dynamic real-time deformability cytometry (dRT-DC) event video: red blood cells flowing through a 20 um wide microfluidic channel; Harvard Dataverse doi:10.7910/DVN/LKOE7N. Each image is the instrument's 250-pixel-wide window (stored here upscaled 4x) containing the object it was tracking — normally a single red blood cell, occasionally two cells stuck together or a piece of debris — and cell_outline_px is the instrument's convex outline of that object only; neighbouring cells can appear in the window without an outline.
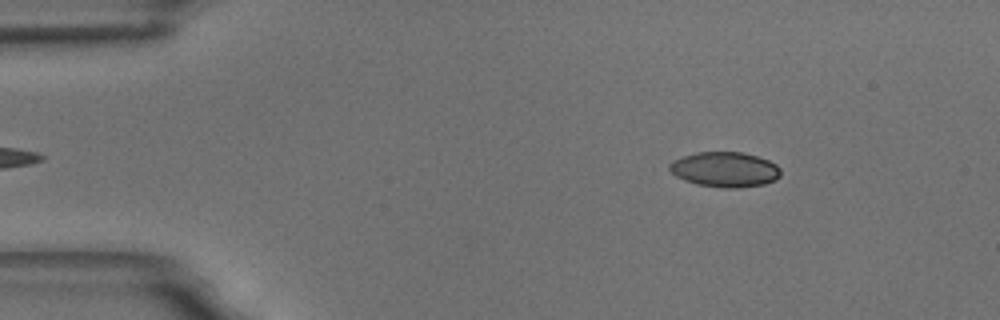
{"species": "common noctule bat (a hibernating species)", "species_latin": "Nyctalus noctula", "temperature_condition": "room temperature", "stored_images_in_passage": 53, "camera_frame_rate_fps": 3000, "um_per_image_px": 0.085, "animal": {"sex": "male", "body_mass_g": 18.8}, "frame": {"image": 1, "passage_image": 4, "time_ms": 1.0, "image_size_px": [1000, 320], "cell_outline_px": [[780, 176], [776, 180], [764, 184], [736, 188], [724, 188], [696, 184], [684, 180], [676, 176], [668, 168], [668, 164], [672, 160], [684, 156], [700, 152], [744, 152], [768, 160], [776, 164], [780, 168]], "centroid_in_image_um": [61.62, 14.41], "position_along_channel_um": 23.4, "area_um2": 22.77}}
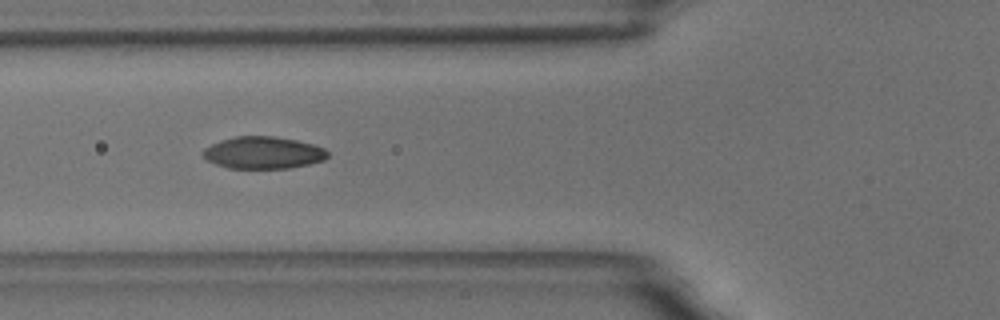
{"frame": {"image": 2, "passage_image": 17, "time_ms": 5.333, "image_size_px": [1000, 320], "cell_outline_px": [[328, 156], [324, 160], [308, 164], [288, 168], [228, 168], [216, 164], [208, 160], [200, 152], [204, 148], [212, 144], [236, 136], [272, 136], [296, 140], [312, 144], [324, 148], [328, 152]], "centroid_in_image_um": [22.37, 12.98], "position_along_channel_um": 103.4, "area_um2": 23.12}}
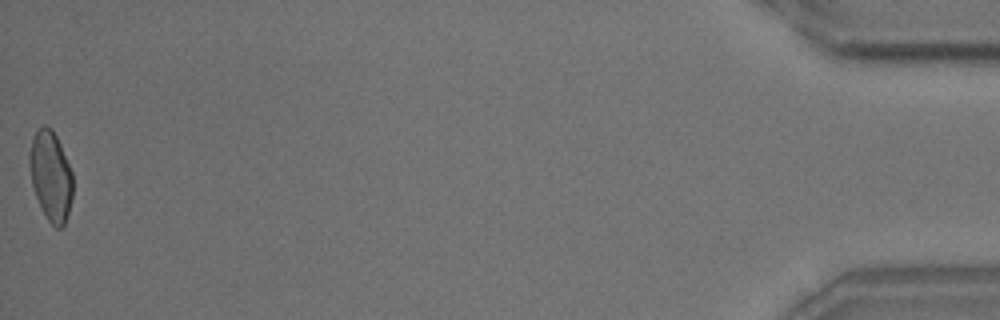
{"frame": {"image": 3, "passage_image": 53, "time_ms": 17.333, "image_size_px": [1000, 320], "cell_outline_px": [[72, 200], [64, 224], [60, 228], [56, 228], [48, 220], [36, 196], [32, 184], [28, 160], [28, 152], [32, 136], [44, 124], [52, 128], [60, 144], [72, 172]], "centroid_in_image_um": [4.3, 14.91], "position_along_channel_um": 430.9, "area_um2": 22.54}, "authors_computed_cell_mechanics": {"area_um2": 22.9466, "velocity_mm_per_s": 3.529, "shape_relaxation_time_tau1_ms": 6.0246, "shape_relaxation_time_tau2_ms": 1.7508, "deformation_change_tau1": 0.1698, "deformation_change_tau2": 0.0577}}